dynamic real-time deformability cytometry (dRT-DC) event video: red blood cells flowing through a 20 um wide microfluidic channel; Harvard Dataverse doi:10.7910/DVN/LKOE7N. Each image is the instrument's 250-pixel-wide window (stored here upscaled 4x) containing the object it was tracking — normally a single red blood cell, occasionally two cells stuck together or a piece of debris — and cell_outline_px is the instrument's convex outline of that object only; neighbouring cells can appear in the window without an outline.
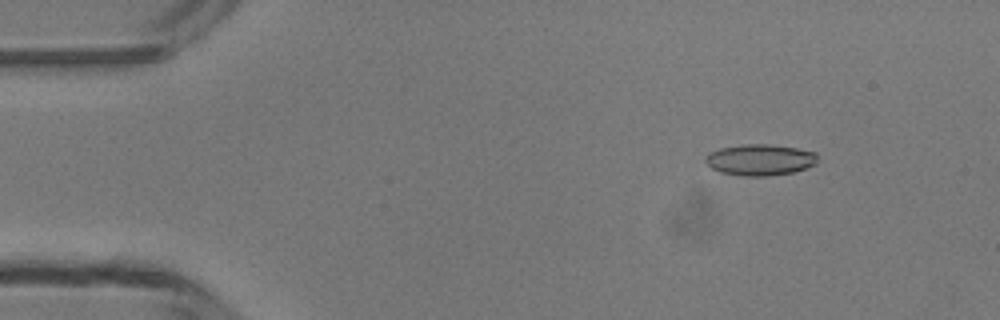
{"species": "common noctule bat (a hibernating species)", "species_latin": "Nyctalus noctula", "temperature_condition": "room temperature", "stored_images_in_passage": 48, "camera_frame_rate_fps": 3000, "um_per_image_px": 0.085, "animal": {"sex": "male", "body_mass_g": 13.3}, "frame": {"image": 1, "passage_image": 6, "time_ms": 1.667, "image_size_px": [1000, 320], "cell_outline_px": [[816, 164], [792, 172], [768, 176], [740, 176], [720, 172], [712, 168], [704, 160], [712, 152], [720, 148], [744, 144], [768, 144], [796, 148], [816, 152]], "centroid_in_image_um": [64.6, 13.59], "position_along_channel_um": 20.4, "area_um2": 20.17}}
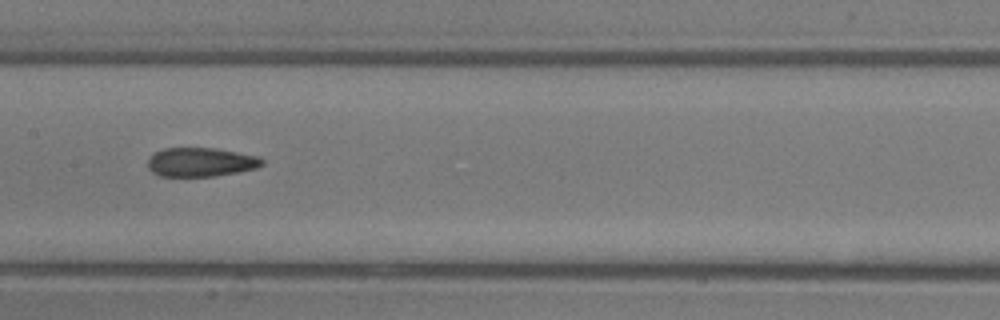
{"frame": {"image": 2, "passage_image": 24, "time_ms": 7.667, "image_size_px": [1000, 320], "cell_outline_px": [[264, 164], [256, 168], [216, 176], [160, 176], [152, 172], [148, 168], [148, 156], [152, 152], [164, 148], [216, 148], [260, 156], [264, 160]], "centroid_in_image_um": [17.05, 13.77], "position_along_channel_um": 190.4, "area_um2": 19.54}}
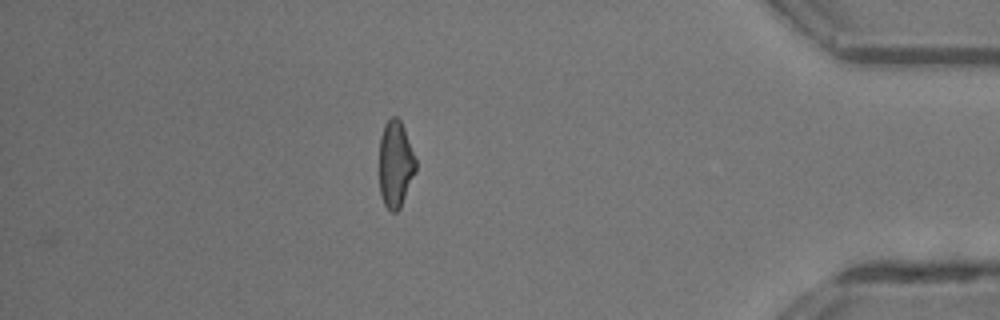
{"frame": {"image": 3, "passage_image": 42, "time_ms": 13.667, "image_size_px": [1000, 320], "cell_outline_px": [[416, 172], [400, 208], [396, 212], [392, 212], [384, 204], [380, 196], [380, 136], [384, 124], [392, 116], [396, 116], [400, 120], [404, 128], [416, 160]], "centroid_in_image_um": [33.62, 13.95], "position_along_channel_um": 401.6, "area_um2": 18.44}, "authors_computed_cell_mechanics": {"area_um2": 19.7965, "velocity_mm_per_s": 4.2483, "shape_relaxation_time_tau1_ms": 6.077, "shape_relaxation_time_tau2_ms": 2.2617, "deformation_change_tau1": 0.2057, "deformation_change_tau2": 0.1164}}